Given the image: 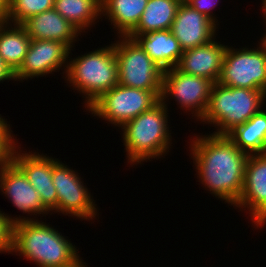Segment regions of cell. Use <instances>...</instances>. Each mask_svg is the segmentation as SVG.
Listing matches in <instances>:
<instances>
[{
  "label": "cell",
  "instance_id": "6da1fadb",
  "mask_svg": "<svg viewBox=\"0 0 266 267\" xmlns=\"http://www.w3.org/2000/svg\"><path fill=\"white\" fill-rule=\"evenodd\" d=\"M195 139V140H194ZM191 158L199 181L214 196L236 206L243 185L248 154L241 151L227 135L209 134L191 141Z\"/></svg>",
  "mask_w": 266,
  "mask_h": 267
},
{
  "label": "cell",
  "instance_id": "ba28073f",
  "mask_svg": "<svg viewBox=\"0 0 266 267\" xmlns=\"http://www.w3.org/2000/svg\"><path fill=\"white\" fill-rule=\"evenodd\" d=\"M258 46L256 49L227 46L218 83L266 92V51Z\"/></svg>",
  "mask_w": 266,
  "mask_h": 267
},
{
  "label": "cell",
  "instance_id": "277c9868",
  "mask_svg": "<svg viewBox=\"0 0 266 267\" xmlns=\"http://www.w3.org/2000/svg\"><path fill=\"white\" fill-rule=\"evenodd\" d=\"M68 60L69 63L63 65L66 81L85 96V108L118 84V63L113 43Z\"/></svg>",
  "mask_w": 266,
  "mask_h": 267
},
{
  "label": "cell",
  "instance_id": "2e32d148",
  "mask_svg": "<svg viewBox=\"0 0 266 267\" xmlns=\"http://www.w3.org/2000/svg\"><path fill=\"white\" fill-rule=\"evenodd\" d=\"M226 49L227 45L218 43L214 38L209 43L184 50L175 68L216 83L221 74Z\"/></svg>",
  "mask_w": 266,
  "mask_h": 267
},
{
  "label": "cell",
  "instance_id": "1f68e13d",
  "mask_svg": "<svg viewBox=\"0 0 266 267\" xmlns=\"http://www.w3.org/2000/svg\"><path fill=\"white\" fill-rule=\"evenodd\" d=\"M263 2H262V4H263V6H262V9L264 10H262V12H263V18L266 20V0H262ZM266 23V22H265Z\"/></svg>",
  "mask_w": 266,
  "mask_h": 267
},
{
  "label": "cell",
  "instance_id": "7402d4cb",
  "mask_svg": "<svg viewBox=\"0 0 266 267\" xmlns=\"http://www.w3.org/2000/svg\"><path fill=\"white\" fill-rule=\"evenodd\" d=\"M181 3V0H148L139 23L129 35L169 30Z\"/></svg>",
  "mask_w": 266,
  "mask_h": 267
},
{
  "label": "cell",
  "instance_id": "7a4b0ae2",
  "mask_svg": "<svg viewBox=\"0 0 266 267\" xmlns=\"http://www.w3.org/2000/svg\"><path fill=\"white\" fill-rule=\"evenodd\" d=\"M35 220L11 226V253H19L39 267H66L80 258L73 243L52 226Z\"/></svg>",
  "mask_w": 266,
  "mask_h": 267
},
{
  "label": "cell",
  "instance_id": "603a6c76",
  "mask_svg": "<svg viewBox=\"0 0 266 267\" xmlns=\"http://www.w3.org/2000/svg\"><path fill=\"white\" fill-rule=\"evenodd\" d=\"M53 8L79 32H85L102 16L101 0H54Z\"/></svg>",
  "mask_w": 266,
  "mask_h": 267
},
{
  "label": "cell",
  "instance_id": "8fae6325",
  "mask_svg": "<svg viewBox=\"0 0 266 267\" xmlns=\"http://www.w3.org/2000/svg\"><path fill=\"white\" fill-rule=\"evenodd\" d=\"M236 207L248 208L257 228L266 224V153L248 156L243 190Z\"/></svg>",
  "mask_w": 266,
  "mask_h": 267
},
{
  "label": "cell",
  "instance_id": "4316f807",
  "mask_svg": "<svg viewBox=\"0 0 266 267\" xmlns=\"http://www.w3.org/2000/svg\"><path fill=\"white\" fill-rule=\"evenodd\" d=\"M186 4H188L191 8L197 10L199 13L204 14L207 16L209 19H211L215 24L218 22L213 16L214 14L211 13V9H214L216 6L215 3H218L219 0H185L184 1Z\"/></svg>",
  "mask_w": 266,
  "mask_h": 267
},
{
  "label": "cell",
  "instance_id": "9c48e42d",
  "mask_svg": "<svg viewBox=\"0 0 266 267\" xmlns=\"http://www.w3.org/2000/svg\"><path fill=\"white\" fill-rule=\"evenodd\" d=\"M76 173L60 160L53 158L52 183L58 199L53 212L90 221L97 215L96 204L86 185L84 186V181H81V177Z\"/></svg>",
  "mask_w": 266,
  "mask_h": 267
},
{
  "label": "cell",
  "instance_id": "d6a6232c",
  "mask_svg": "<svg viewBox=\"0 0 266 267\" xmlns=\"http://www.w3.org/2000/svg\"><path fill=\"white\" fill-rule=\"evenodd\" d=\"M260 45H261V46L265 49V51H266V34L264 35V37H262Z\"/></svg>",
  "mask_w": 266,
  "mask_h": 267
},
{
  "label": "cell",
  "instance_id": "d6986e66",
  "mask_svg": "<svg viewBox=\"0 0 266 267\" xmlns=\"http://www.w3.org/2000/svg\"><path fill=\"white\" fill-rule=\"evenodd\" d=\"M148 0H101L102 15L107 16L118 37L128 36L139 23Z\"/></svg>",
  "mask_w": 266,
  "mask_h": 267
},
{
  "label": "cell",
  "instance_id": "f1b7e54d",
  "mask_svg": "<svg viewBox=\"0 0 266 267\" xmlns=\"http://www.w3.org/2000/svg\"><path fill=\"white\" fill-rule=\"evenodd\" d=\"M9 10V0H0V21H5Z\"/></svg>",
  "mask_w": 266,
  "mask_h": 267
},
{
  "label": "cell",
  "instance_id": "8992f818",
  "mask_svg": "<svg viewBox=\"0 0 266 267\" xmlns=\"http://www.w3.org/2000/svg\"><path fill=\"white\" fill-rule=\"evenodd\" d=\"M118 63V84L148 91H162L163 70L128 36L113 43Z\"/></svg>",
  "mask_w": 266,
  "mask_h": 267
},
{
  "label": "cell",
  "instance_id": "4fadbf2b",
  "mask_svg": "<svg viewBox=\"0 0 266 267\" xmlns=\"http://www.w3.org/2000/svg\"><path fill=\"white\" fill-rule=\"evenodd\" d=\"M17 146L12 162L24 173L29 183L37 190L43 206L50 212L57 207V191L52 183L53 158L34 153H20ZM19 149V150H18ZM37 153V154H36Z\"/></svg>",
  "mask_w": 266,
  "mask_h": 267
},
{
  "label": "cell",
  "instance_id": "52a82bcc",
  "mask_svg": "<svg viewBox=\"0 0 266 267\" xmlns=\"http://www.w3.org/2000/svg\"><path fill=\"white\" fill-rule=\"evenodd\" d=\"M161 91H148L120 84L103 93L87 110L110 124L122 127L126 122L155 105Z\"/></svg>",
  "mask_w": 266,
  "mask_h": 267
},
{
  "label": "cell",
  "instance_id": "44dd1931",
  "mask_svg": "<svg viewBox=\"0 0 266 267\" xmlns=\"http://www.w3.org/2000/svg\"><path fill=\"white\" fill-rule=\"evenodd\" d=\"M30 42L31 39L21 24L12 25L8 21H0V56L14 73L22 65Z\"/></svg>",
  "mask_w": 266,
  "mask_h": 267
},
{
  "label": "cell",
  "instance_id": "5bb4252c",
  "mask_svg": "<svg viewBox=\"0 0 266 267\" xmlns=\"http://www.w3.org/2000/svg\"><path fill=\"white\" fill-rule=\"evenodd\" d=\"M218 23L182 2L170 28L184 50L209 43L216 36Z\"/></svg>",
  "mask_w": 266,
  "mask_h": 267
},
{
  "label": "cell",
  "instance_id": "d4e9b609",
  "mask_svg": "<svg viewBox=\"0 0 266 267\" xmlns=\"http://www.w3.org/2000/svg\"><path fill=\"white\" fill-rule=\"evenodd\" d=\"M29 217L15 218L0 211V253H11V226L22 221H34Z\"/></svg>",
  "mask_w": 266,
  "mask_h": 267
},
{
  "label": "cell",
  "instance_id": "4dcf8cb0",
  "mask_svg": "<svg viewBox=\"0 0 266 267\" xmlns=\"http://www.w3.org/2000/svg\"><path fill=\"white\" fill-rule=\"evenodd\" d=\"M82 258L80 257L78 260H76L73 264L66 266V267H87L86 263L81 260ZM85 264V265H84Z\"/></svg>",
  "mask_w": 266,
  "mask_h": 267
},
{
  "label": "cell",
  "instance_id": "30bf717a",
  "mask_svg": "<svg viewBox=\"0 0 266 267\" xmlns=\"http://www.w3.org/2000/svg\"><path fill=\"white\" fill-rule=\"evenodd\" d=\"M213 84L209 79L185 74L174 67L163 71L160 100L166 104L168 97L172 96L180 108L191 111L200 120L206 111Z\"/></svg>",
  "mask_w": 266,
  "mask_h": 267
},
{
  "label": "cell",
  "instance_id": "7c38bea8",
  "mask_svg": "<svg viewBox=\"0 0 266 267\" xmlns=\"http://www.w3.org/2000/svg\"><path fill=\"white\" fill-rule=\"evenodd\" d=\"M70 51L64 43L56 40H31L25 59L15 72V81L38 78L60 70L68 63Z\"/></svg>",
  "mask_w": 266,
  "mask_h": 267
},
{
  "label": "cell",
  "instance_id": "f546056e",
  "mask_svg": "<svg viewBox=\"0 0 266 267\" xmlns=\"http://www.w3.org/2000/svg\"><path fill=\"white\" fill-rule=\"evenodd\" d=\"M1 116V115H0ZM10 124H7L5 118L0 117V134H12Z\"/></svg>",
  "mask_w": 266,
  "mask_h": 267
},
{
  "label": "cell",
  "instance_id": "cb8c5ba5",
  "mask_svg": "<svg viewBox=\"0 0 266 267\" xmlns=\"http://www.w3.org/2000/svg\"><path fill=\"white\" fill-rule=\"evenodd\" d=\"M54 0H9L5 21L22 24L28 18L53 8Z\"/></svg>",
  "mask_w": 266,
  "mask_h": 267
},
{
  "label": "cell",
  "instance_id": "9a60e30c",
  "mask_svg": "<svg viewBox=\"0 0 266 267\" xmlns=\"http://www.w3.org/2000/svg\"><path fill=\"white\" fill-rule=\"evenodd\" d=\"M0 190L12 201L14 207L23 213L31 215L49 213L43 206L37 190L13 162L0 169Z\"/></svg>",
  "mask_w": 266,
  "mask_h": 267
},
{
  "label": "cell",
  "instance_id": "3957f363",
  "mask_svg": "<svg viewBox=\"0 0 266 267\" xmlns=\"http://www.w3.org/2000/svg\"><path fill=\"white\" fill-rule=\"evenodd\" d=\"M167 109V104L159 100L149 110L121 127L124 149L130 165L147 162L150 158H161L169 152L172 137L168 126Z\"/></svg>",
  "mask_w": 266,
  "mask_h": 267
},
{
  "label": "cell",
  "instance_id": "484cf974",
  "mask_svg": "<svg viewBox=\"0 0 266 267\" xmlns=\"http://www.w3.org/2000/svg\"><path fill=\"white\" fill-rule=\"evenodd\" d=\"M14 136L0 134V169L12 162L13 152L17 148Z\"/></svg>",
  "mask_w": 266,
  "mask_h": 267
},
{
  "label": "cell",
  "instance_id": "ffe728a7",
  "mask_svg": "<svg viewBox=\"0 0 266 267\" xmlns=\"http://www.w3.org/2000/svg\"><path fill=\"white\" fill-rule=\"evenodd\" d=\"M263 109L227 134L248 155L266 153V110Z\"/></svg>",
  "mask_w": 266,
  "mask_h": 267
},
{
  "label": "cell",
  "instance_id": "e0dca14e",
  "mask_svg": "<svg viewBox=\"0 0 266 267\" xmlns=\"http://www.w3.org/2000/svg\"><path fill=\"white\" fill-rule=\"evenodd\" d=\"M21 25L31 40H56L64 43L70 50L81 34L54 8L28 18Z\"/></svg>",
  "mask_w": 266,
  "mask_h": 267
},
{
  "label": "cell",
  "instance_id": "83f0119b",
  "mask_svg": "<svg viewBox=\"0 0 266 267\" xmlns=\"http://www.w3.org/2000/svg\"><path fill=\"white\" fill-rule=\"evenodd\" d=\"M5 80L15 81V73L9 68V66L4 62V59L0 56V82Z\"/></svg>",
  "mask_w": 266,
  "mask_h": 267
},
{
  "label": "cell",
  "instance_id": "5b68a950",
  "mask_svg": "<svg viewBox=\"0 0 266 267\" xmlns=\"http://www.w3.org/2000/svg\"><path fill=\"white\" fill-rule=\"evenodd\" d=\"M265 98L266 92L261 90L232 88L216 82L212 86L206 111L199 121L217 126L213 134L227 135L260 111Z\"/></svg>",
  "mask_w": 266,
  "mask_h": 267
},
{
  "label": "cell",
  "instance_id": "ac0fdd59",
  "mask_svg": "<svg viewBox=\"0 0 266 267\" xmlns=\"http://www.w3.org/2000/svg\"><path fill=\"white\" fill-rule=\"evenodd\" d=\"M163 70L176 67L183 49L171 30L151 31L143 35H128Z\"/></svg>",
  "mask_w": 266,
  "mask_h": 267
}]
</instances>
